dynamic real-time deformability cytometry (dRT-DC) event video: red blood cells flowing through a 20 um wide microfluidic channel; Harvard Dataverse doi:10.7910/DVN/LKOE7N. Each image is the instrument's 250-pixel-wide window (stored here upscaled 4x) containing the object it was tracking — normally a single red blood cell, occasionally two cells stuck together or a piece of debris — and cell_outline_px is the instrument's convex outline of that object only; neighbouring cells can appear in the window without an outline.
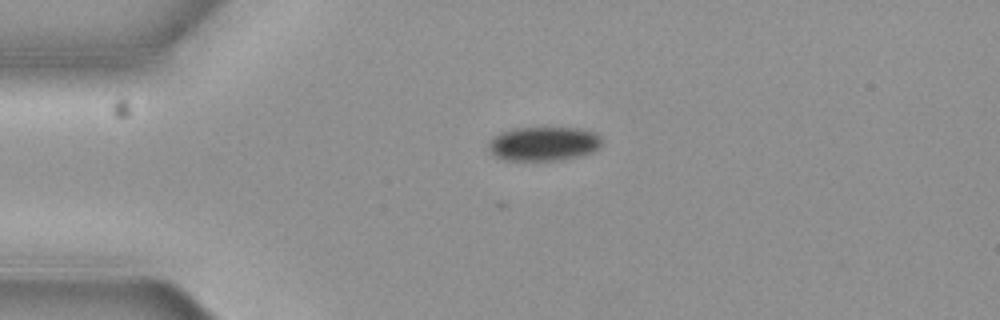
{"species": "common noctule bat (a hibernating species)", "species_latin": "Nyctalus noctula", "temperature_condition": "cold", "stored_images_in_passage": 2, "camera_frame_rate_fps": 3000, "um_per_image_px": 0.085, "animal": {"sex": "female", "body_mass_g": 19.3, "forearm_length_mm": 54.1}, "frame": {"image": 1, "passage_image": 1, "time_ms": 0.0, "image_size_px": [1000, 320], "cell_outline_px": [[600, 144], [592, 152], [576, 156], [556, 160], [508, 160], [496, 156], [488, 148], [488, 144], [500, 132], [512, 128], [580, 128], [592, 132], [600, 136]], "centroid_in_image_um": [46.18, 12.2], "position_along_channel_um": 38.8, "area_um2": 22.02}}